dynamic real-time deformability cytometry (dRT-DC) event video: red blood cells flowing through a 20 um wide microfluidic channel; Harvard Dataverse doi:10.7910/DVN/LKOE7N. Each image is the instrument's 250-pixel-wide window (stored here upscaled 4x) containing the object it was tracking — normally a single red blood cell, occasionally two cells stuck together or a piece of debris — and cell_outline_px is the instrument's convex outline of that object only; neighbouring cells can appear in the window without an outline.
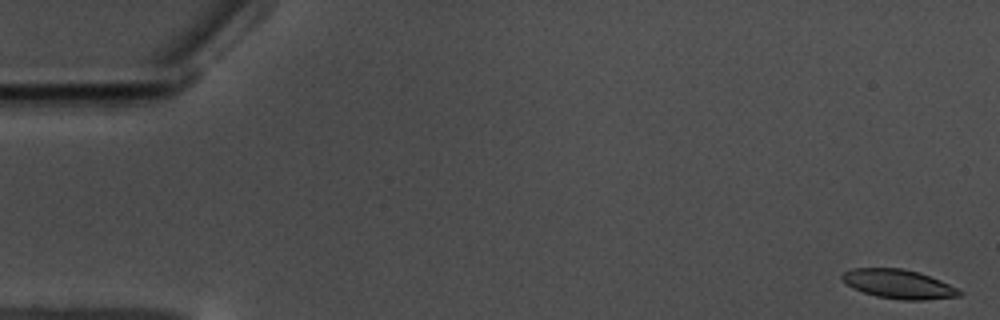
{"species": "common noctule bat (a hibernating species)", "species_latin": "Nyctalus noctula", "temperature_condition": "warm", "stored_images_in_passage": 58, "camera_frame_rate_fps": 3000, "um_per_image_px": 0.085, "animal": {"sex": "male", "body_mass_g": 17.5, "forearm_length_mm": 52.3}, "frame": {"image": 1, "passage_image": 1, "time_ms": 0.0, "image_size_px": [1000, 320], "cell_outline_px": [[964, 292], [960, 296], [924, 300], [904, 300], [876, 296], [852, 288], [840, 280], [840, 276], [844, 272], [852, 268], [900, 268], [920, 272], [940, 280]], "centroid_in_image_um": [76.35, 24.14], "position_along_channel_um": 8.6, "area_um2": 19.94}}
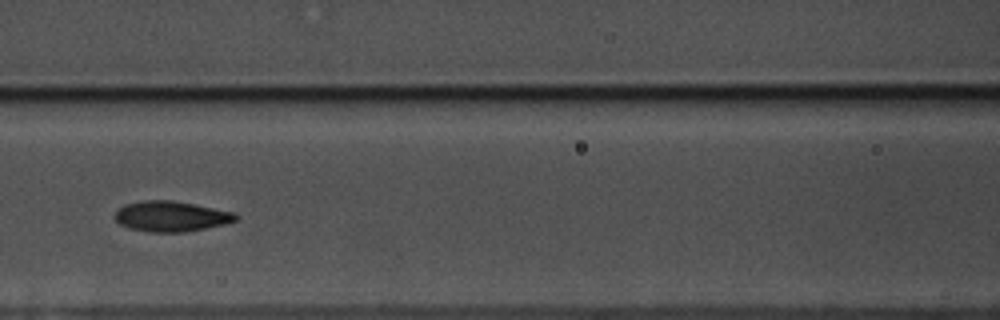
{"frame": {"image": 2, "passage_image": 26, "time_ms": 8.333, "image_size_px": [1000, 320], "cell_outline_px": [[240, 216], [236, 220], [224, 224], [184, 232], [148, 232], [128, 228], [120, 224], [112, 216], [124, 204], [144, 200], [172, 200], [236, 212]], "centroid_in_image_um": [14.53, 18.38], "position_along_channel_um": 152.1, "area_um2": 21.5}}
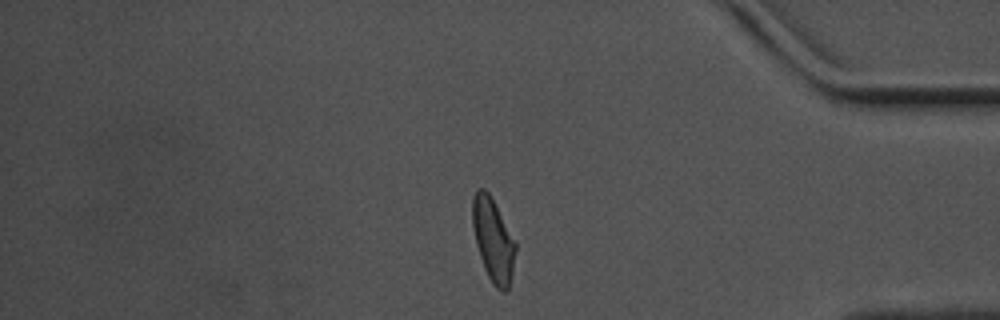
{"frame": {"image": 3, "passage_image": 49, "time_ms": 16.0, "image_size_px": [1000, 320], "cell_outline_px": [[516, 252], [508, 292], [504, 292], [496, 288], [492, 284], [484, 268], [476, 244], [472, 228], [472, 196], [476, 188], [484, 188], [488, 192], [516, 244]], "centroid_in_image_um": [41.89, 20.41], "position_along_channel_um": 393.3, "area_um2": 20.75}, "authors_computed_cell_mechanics": {"area_um2": 20.6924, "velocity_mm_per_s": 3.5007, "shape_relaxation_time_tau1_ms": 4.4976, "shape_relaxation_time_tau2_ms": 2.2818, "deformation_change_tau1": 0.1303, "deformation_change_tau2": 0.0828}}